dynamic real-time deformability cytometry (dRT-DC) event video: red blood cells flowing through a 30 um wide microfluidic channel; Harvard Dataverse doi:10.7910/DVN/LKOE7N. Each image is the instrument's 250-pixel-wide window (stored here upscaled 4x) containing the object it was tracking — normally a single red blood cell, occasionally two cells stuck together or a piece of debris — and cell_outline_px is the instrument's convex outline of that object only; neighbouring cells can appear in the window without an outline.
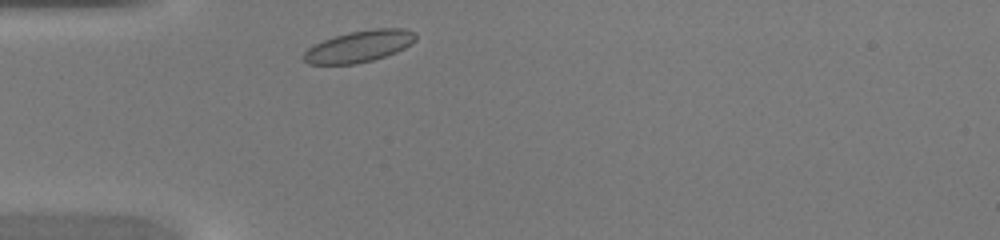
{"species": "common noctule bat (a hibernating species)", "species_latin": "Nyctalus noctula", "temperature_condition": "warm", "stored_images_in_passage": 26, "camera_frame_rate_fps": 3000, "um_per_image_px": 0.085, "animal": {"sex": "female", "body_mass_g": 20.0, "forearm_length_mm": 54.0}, "frame": {"image": 1, "passage_image": 2, "time_ms": 0.333, "image_size_px": [1000, 240], "cell_outline_px": [[416, 40], [412, 44], [396, 52], [372, 60], [356, 64], [308, 64], [304, 60], [304, 52], [308, 48], [324, 40], [348, 32], [372, 28], [404, 28], [416, 32]], "centroid_in_image_um": [30.58, 3.93], "position_along_channel_um": 54.4, "area_um2": 20.58}}
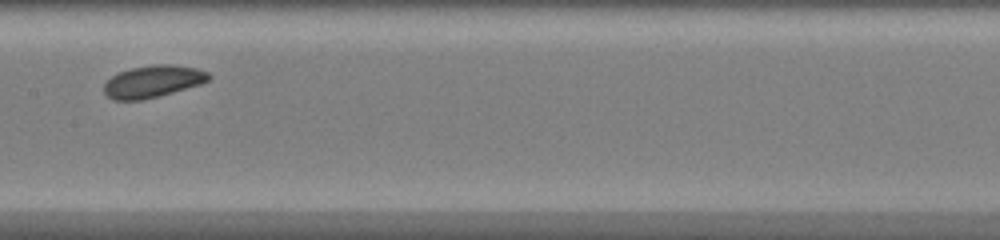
{"frame": {"image": 2, "passage_image": 12, "time_ms": 3.667, "image_size_px": [1000, 240], "cell_outline_px": [[212, 76], [208, 80], [200, 84], [172, 92], [140, 100], [112, 100], [104, 92], [104, 84], [112, 76], [120, 72], [132, 68], [156, 64], [172, 64], [196, 68], [208, 72]], "centroid_in_image_um": [13.0, 6.91], "position_along_channel_um": 194.4, "area_um2": 19.31}}
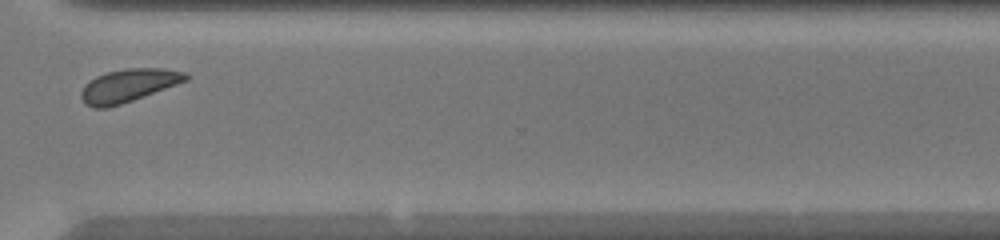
{"frame": {"image": 3, "passage_image": 23, "time_ms": 7.333, "image_size_px": [1000, 240], "cell_outline_px": [[188, 80], [132, 100], [108, 108], [92, 108], [84, 104], [80, 96], [80, 92], [84, 84], [96, 76], [108, 72], [124, 68], [160, 68], [184, 72], [188, 76]], "centroid_in_image_um": [10.85, 7.27], "position_along_channel_um": 359.8, "area_um2": 20.0}}